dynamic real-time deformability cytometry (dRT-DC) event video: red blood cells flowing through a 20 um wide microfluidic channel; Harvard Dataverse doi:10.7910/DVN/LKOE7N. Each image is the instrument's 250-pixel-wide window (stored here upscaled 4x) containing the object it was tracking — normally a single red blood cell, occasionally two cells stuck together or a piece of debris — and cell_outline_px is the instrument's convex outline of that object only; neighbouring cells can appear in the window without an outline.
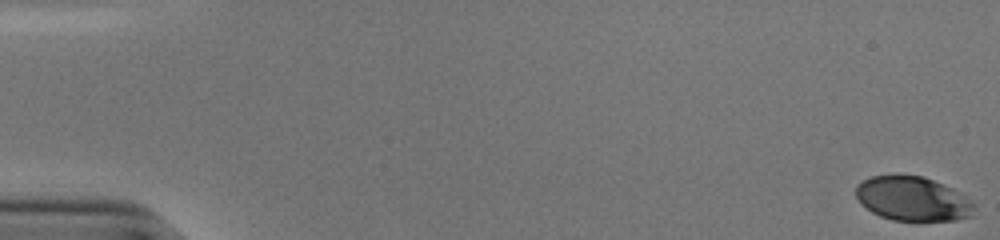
{"species": "human", "species_latin": "Homo sapiens", "temperature_condition": "cold", "stored_images_in_passage": 55, "camera_frame_rate_fps": 3000, "um_per_image_px": 0.085, "donor": {"sex": "male"}, "frame": {"image": 1, "passage_image": 1, "time_ms": 0.0, "image_size_px": [1000, 240], "cell_outline_px": [[976, 204], [972, 216], [956, 220], [892, 220], [880, 216], [872, 212], [860, 204], [856, 196], [856, 184], [872, 176], [896, 172], [924, 176], [952, 188], [960, 192]], "centroid_in_image_um": [77.56, 16.86], "position_along_channel_um": 7.4, "area_um2": 31.21}}
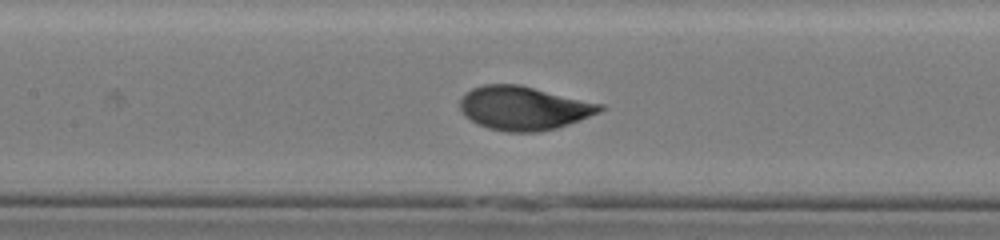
{"frame": {"image": 2, "passage_image": 27, "time_ms": 8.667, "image_size_px": [1000, 240], "cell_outline_px": [[604, 108], [600, 112], [580, 120], [556, 128], [536, 132], [508, 132], [488, 128], [476, 124], [464, 116], [460, 108], [460, 96], [464, 92], [472, 88], [484, 84], [520, 84], [604, 104]], "centroid_in_image_um": [44.49, 9.18], "position_along_channel_um": 162.9, "area_um2": 36.01}}
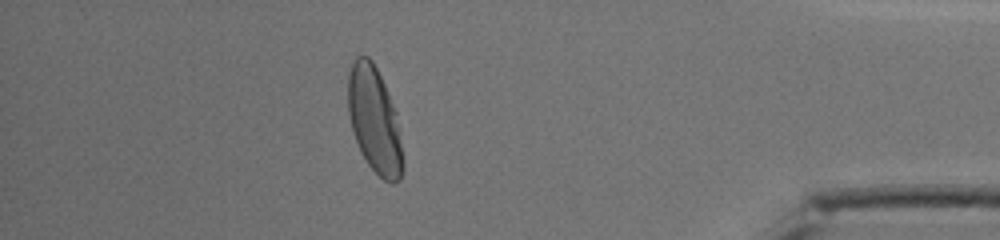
{"frame": {"image": 3, "passage_image": 49, "time_ms": 16.0, "image_size_px": [1000, 240], "cell_outline_px": [[404, 168], [400, 180], [396, 184], [392, 184], [384, 180], [368, 164], [356, 140], [352, 128], [348, 112], [348, 72], [356, 56], [368, 56], [372, 60], [384, 84], [396, 112], [404, 160]], "centroid_in_image_um": [31.84, 10.23], "position_along_channel_um": 403.4, "area_um2": 33.7}, "authors_computed_cell_mechanics": {"area_um2": 34.2176, "velocity_mm_per_s": 3.8009, "shape_relaxation_time_tau1_ms": 2.7805, "shape_relaxation_time_tau2_ms": null, "deformation_change_tau1": 0.1588, "deformation_change_tau2": null}}